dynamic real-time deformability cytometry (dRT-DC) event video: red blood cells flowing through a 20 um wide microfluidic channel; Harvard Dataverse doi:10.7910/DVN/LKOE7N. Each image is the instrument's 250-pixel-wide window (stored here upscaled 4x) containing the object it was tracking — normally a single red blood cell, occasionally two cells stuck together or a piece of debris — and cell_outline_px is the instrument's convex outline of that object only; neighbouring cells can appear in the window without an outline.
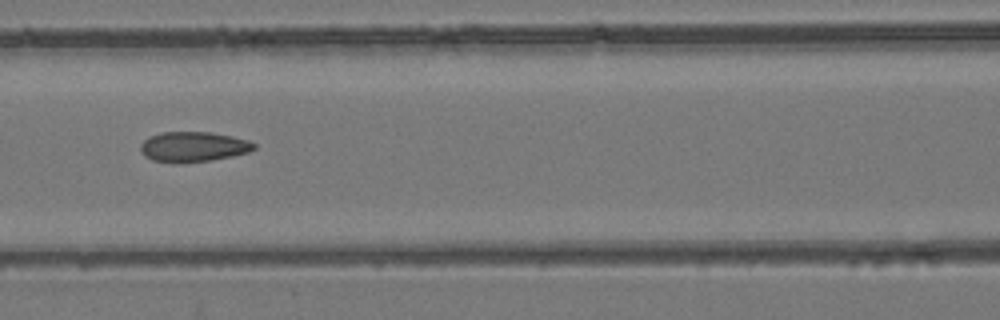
{"species": "common noctule bat (a hibernating species)", "species_latin": "Nyctalus noctula", "temperature_condition": "room temperature", "stored_images_in_passage": 5, "camera_frame_rate_fps": 3000, "um_per_image_px": 0.085, "animal": {"sex": "female", "body_mass_g": 24.6, "forearm_length_mm": 56.2}, "frame": {"image": 1, "passage_image": 5, "time_ms": 4.667, "image_size_px": [1000, 320], "cell_outline_px": [[256, 148], [248, 152], [232, 156], [212, 160], [180, 164], [176, 164], [152, 160], [144, 156], [140, 148], [140, 144], [148, 136], [160, 132], [208, 132], [232, 136], [248, 140], [256, 144]], "centroid_in_image_um": [16.4, 12.49], "position_along_channel_um": 150.2, "area_um2": 20.23}}